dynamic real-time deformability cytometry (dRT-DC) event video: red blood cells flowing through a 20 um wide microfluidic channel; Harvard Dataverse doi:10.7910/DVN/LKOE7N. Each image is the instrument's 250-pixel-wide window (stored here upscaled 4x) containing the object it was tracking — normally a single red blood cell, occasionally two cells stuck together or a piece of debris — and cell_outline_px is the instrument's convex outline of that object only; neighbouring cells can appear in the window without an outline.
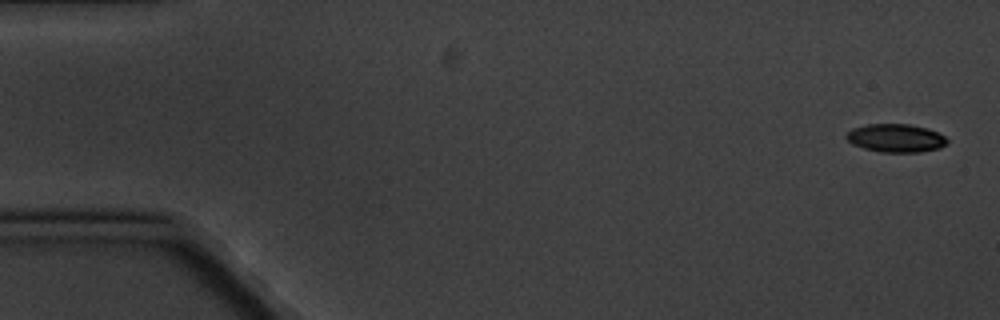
{"species": "common noctule bat (a hibernating species)", "species_latin": "Nyctalus noctula", "temperature_condition": "cold", "stored_images_in_passage": 5, "camera_frame_rate_fps": 3000, "um_per_image_px": 0.085, "animal": {"sex": "male", "body_mass_g": 20.1, "forearm_length_mm": 53.5}, "frame": {"image": 1, "passage_image": 1, "time_ms": 0.0, "image_size_px": [1000, 320], "cell_outline_px": [[948, 140], [940, 148], [920, 152], [880, 152], [864, 148], [852, 144], [844, 136], [852, 128], [868, 124], [908, 124], [928, 128], [944, 136]], "centroid_in_image_um": [76.12, 11.73], "position_along_channel_um": 8.9, "area_um2": 16.53}}
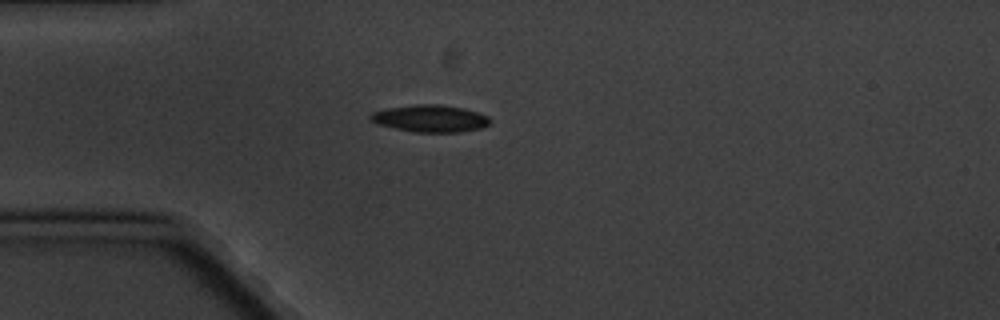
{"frame": {"image": 2, "passage_image": 5, "time_ms": 4.667, "image_size_px": [1000, 320], "cell_outline_px": [[492, 120], [488, 124], [480, 128], [460, 132], [416, 132], [396, 128], [380, 124], [368, 120], [368, 116], [372, 112], [384, 108], [416, 104], [440, 104], [464, 108], [488, 116]], "centroid_in_image_um": [36.55, 10.06], "position_along_channel_um": 48.5, "area_um2": 18.9}}